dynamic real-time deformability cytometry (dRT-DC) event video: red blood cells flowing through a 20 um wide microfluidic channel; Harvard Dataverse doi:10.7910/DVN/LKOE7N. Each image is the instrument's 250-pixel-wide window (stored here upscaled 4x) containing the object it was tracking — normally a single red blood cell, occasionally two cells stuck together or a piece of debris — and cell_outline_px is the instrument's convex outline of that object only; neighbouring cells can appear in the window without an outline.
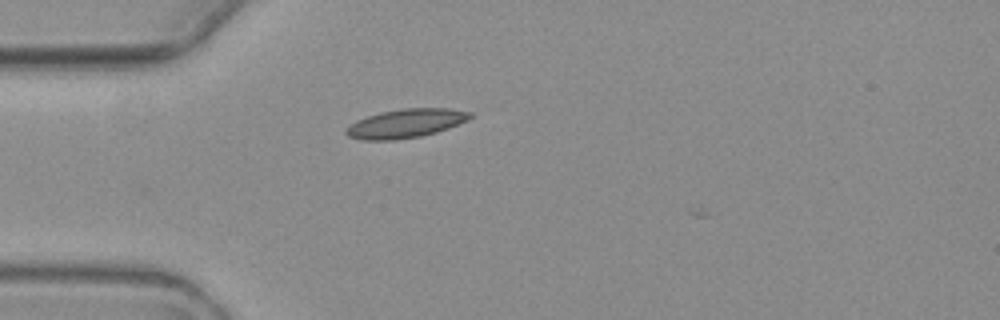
{"species": "common noctule bat (a hibernating species)", "species_latin": "Nyctalus noctula", "temperature_condition": "warm", "stored_images_in_passage": 1, "camera_frame_rate_fps": 3000, "um_per_image_px": 0.085, "animal": {"sex": "female", "body_mass_g": 19.3, "forearm_length_mm": 54.1}, "frame": {"image": 1, "passage_image": 1, "time_ms": 0.0, "image_size_px": [1000, 320], "cell_outline_px": [[472, 116], [468, 120], [448, 128], [436, 132], [420, 136], [392, 140], [364, 140], [348, 136], [344, 132], [356, 120], [380, 112], [404, 108], [448, 108], [472, 112]], "centroid_in_image_um": [34.51, 10.48], "position_along_channel_um": 50.5, "area_um2": 20.63}}